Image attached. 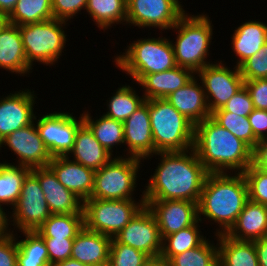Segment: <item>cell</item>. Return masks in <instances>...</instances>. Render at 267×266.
<instances>
[{"instance_id":"obj_45","label":"cell","mask_w":267,"mask_h":266,"mask_svg":"<svg viewBox=\"0 0 267 266\" xmlns=\"http://www.w3.org/2000/svg\"><path fill=\"white\" fill-rule=\"evenodd\" d=\"M17 253L15 233L0 237V266H17Z\"/></svg>"},{"instance_id":"obj_42","label":"cell","mask_w":267,"mask_h":266,"mask_svg":"<svg viewBox=\"0 0 267 266\" xmlns=\"http://www.w3.org/2000/svg\"><path fill=\"white\" fill-rule=\"evenodd\" d=\"M43 240L48 250L50 266L71 258L74 239L43 238Z\"/></svg>"},{"instance_id":"obj_37","label":"cell","mask_w":267,"mask_h":266,"mask_svg":"<svg viewBox=\"0 0 267 266\" xmlns=\"http://www.w3.org/2000/svg\"><path fill=\"white\" fill-rule=\"evenodd\" d=\"M206 238L199 246L173 256L168 266H219L218 242Z\"/></svg>"},{"instance_id":"obj_21","label":"cell","mask_w":267,"mask_h":266,"mask_svg":"<svg viewBox=\"0 0 267 266\" xmlns=\"http://www.w3.org/2000/svg\"><path fill=\"white\" fill-rule=\"evenodd\" d=\"M165 100L194 125L211 117L203 85L196 75L186 85L169 94Z\"/></svg>"},{"instance_id":"obj_39","label":"cell","mask_w":267,"mask_h":266,"mask_svg":"<svg viewBox=\"0 0 267 266\" xmlns=\"http://www.w3.org/2000/svg\"><path fill=\"white\" fill-rule=\"evenodd\" d=\"M149 258L144 252L121 243H110V266H142Z\"/></svg>"},{"instance_id":"obj_52","label":"cell","mask_w":267,"mask_h":266,"mask_svg":"<svg viewBox=\"0 0 267 266\" xmlns=\"http://www.w3.org/2000/svg\"><path fill=\"white\" fill-rule=\"evenodd\" d=\"M142 266H168L160 256L149 257Z\"/></svg>"},{"instance_id":"obj_1","label":"cell","mask_w":267,"mask_h":266,"mask_svg":"<svg viewBox=\"0 0 267 266\" xmlns=\"http://www.w3.org/2000/svg\"><path fill=\"white\" fill-rule=\"evenodd\" d=\"M159 163L144 186V200H187L198 203L209 172L193 148L181 152H159Z\"/></svg>"},{"instance_id":"obj_32","label":"cell","mask_w":267,"mask_h":266,"mask_svg":"<svg viewBox=\"0 0 267 266\" xmlns=\"http://www.w3.org/2000/svg\"><path fill=\"white\" fill-rule=\"evenodd\" d=\"M20 239L17 232L15 238L18 246L17 266H50L48 250L43 238L36 231H22Z\"/></svg>"},{"instance_id":"obj_47","label":"cell","mask_w":267,"mask_h":266,"mask_svg":"<svg viewBox=\"0 0 267 266\" xmlns=\"http://www.w3.org/2000/svg\"><path fill=\"white\" fill-rule=\"evenodd\" d=\"M254 136L260 140L267 137V110L254 108L248 116Z\"/></svg>"},{"instance_id":"obj_41","label":"cell","mask_w":267,"mask_h":266,"mask_svg":"<svg viewBox=\"0 0 267 266\" xmlns=\"http://www.w3.org/2000/svg\"><path fill=\"white\" fill-rule=\"evenodd\" d=\"M244 81L267 78V43L239 66Z\"/></svg>"},{"instance_id":"obj_8","label":"cell","mask_w":267,"mask_h":266,"mask_svg":"<svg viewBox=\"0 0 267 266\" xmlns=\"http://www.w3.org/2000/svg\"><path fill=\"white\" fill-rule=\"evenodd\" d=\"M141 162L145 161L115 155L106 165L95 171L94 188L88 199H134L133 195L138 187L139 174H141L139 171L143 164Z\"/></svg>"},{"instance_id":"obj_40","label":"cell","mask_w":267,"mask_h":266,"mask_svg":"<svg viewBox=\"0 0 267 266\" xmlns=\"http://www.w3.org/2000/svg\"><path fill=\"white\" fill-rule=\"evenodd\" d=\"M249 200L267 206V171L251 164L243 173Z\"/></svg>"},{"instance_id":"obj_20","label":"cell","mask_w":267,"mask_h":266,"mask_svg":"<svg viewBox=\"0 0 267 266\" xmlns=\"http://www.w3.org/2000/svg\"><path fill=\"white\" fill-rule=\"evenodd\" d=\"M47 166L54 172L58 181L83 202L91 197L94 188L93 169L76 163L67 156L52 157Z\"/></svg>"},{"instance_id":"obj_25","label":"cell","mask_w":267,"mask_h":266,"mask_svg":"<svg viewBox=\"0 0 267 266\" xmlns=\"http://www.w3.org/2000/svg\"><path fill=\"white\" fill-rule=\"evenodd\" d=\"M226 235L239 241H255L267 236V206L248 200Z\"/></svg>"},{"instance_id":"obj_46","label":"cell","mask_w":267,"mask_h":266,"mask_svg":"<svg viewBox=\"0 0 267 266\" xmlns=\"http://www.w3.org/2000/svg\"><path fill=\"white\" fill-rule=\"evenodd\" d=\"M244 86L249 91L253 107L267 110V78L244 81Z\"/></svg>"},{"instance_id":"obj_17","label":"cell","mask_w":267,"mask_h":266,"mask_svg":"<svg viewBox=\"0 0 267 266\" xmlns=\"http://www.w3.org/2000/svg\"><path fill=\"white\" fill-rule=\"evenodd\" d=\"M13 92L0 97V141L12 132L33 123L38 113L34 110L37 95L33 89L31 91L25 88Z\"/></svg>"},{"instance_id":"obj_13","label":"cell","mask_w":267,"mask_h":266,"mask_svg":"<svg viewBox=\"0 0 267 266\" xmlns=\"http://www.w3.org/2000/svg\"><path fill=\"white\" fill-rule=\"evenodd\" d=\"M224 62L216 60L196 73L203 85L210 113L223 108L227 101L244 86L239 67L235 65L231 69Z\"/></svg>"},{"instance_id":"obj_43","label":"cell","mask_w":267,"mask_h":266,"mask_svg":"<svg viewBox=\"0 0 267 266\" xmlns=\"http://www.w3.org/2000/svg\"><path fill=\"white\" fill-rule=\"evenodd\" d=\"M88 0H52V12L54 19L71 22V19L81 10L86 9Z\"/></svg>"},{"instance_id":"obj_5","label":"cell","mask_w":267,"mask_h":266,"mask_svg":"<svg viewBox=\"0 0 267 266\" xmlns=\"http://www.w3.org/2000/svg\"><path fill=\"white\" fill-rule=\"evenodd\" d=\"M124 50L122 54L117 53L112 62L128 74L133 82H137L143 75L163 72L177 66L170 38H138Z\"/></svg>"},{"instance_id":"obj_53","label":"cell","mask_w":267,"mask_h":266,"mask_svg":"<svg viewBox=\"0 0 267 266\" xmlns=\"http://www.w3.org/2000/svg\"><path fill=\"white\" fill-rule=\"evenodd\" d=\"M54 266H87V265L79 262L78 260L69 258L56 263Z\"/></svg>"},{"instance_id":"obj_12","label":"cell","mask_w":267,"mask_h":266,"mask_svg":"<svg viewBox=\"0 0 267 266\" xmlns=\"http://www.w3.org/2000/svg\"><path fill=\"white\" fill-rule=\"evenodd\" d=\"M179 0H127L126 26L169 31L187 12Z\"/></svg>"},{"instance_id":"obj_19","label":"cell","mask_w":267,"mask_h":266,"mask_svg":"<svg viewBox=\"0 0 267 266\" xmlns=\"http://www.w3.org/2000/svg\"><path fill=\"white\" fill-rule=\"evenodd\" d=\"M43 190L51 214H83V201L66 189L48 167L31 169Z\"/></svg>"},{"instance_id":"obj_48","label":"cell","mask_w":267,"mask_h":266,"mask_svg":"<svg viewBox=\"0 0 267 266\" xmlns=\"http://www.w3.org/2000/svg\"><path fill=\"white\" fill-rule=\"evenodd\" d=\"M252 164L261 170L267 171V137L258 140L252 150Z\"/></svg>"},{"instance_id":"obj_10","label":"cell","mask_w":267,"mask_h":266,"mask_svg":"<svg viewBox=\"0 0 267 266\" xmlns=\"http://www.w3.org/2000/svg\"><path fill=\"white\" fill-rule=\"evenodd\" d=\"M12 209L8 213L9 225L13 226L10 231L13 233L14 230L15 233L36 231L51 216L40 183L31 172L24 179L20 196Z\"/></svg>"},{"instance_id":"obj_3","label":"cell","mask_w":267,"mask_h":266,"mask_svg":"<svg viewBox=\"0 0 267 266\" xmlns=\"http://www.w3.org/2000/svg\"><path fill=\"white\" fill-rule=\"evenodd\" d=\"M248 200V187L242 173H209L198 201L199 221L218 225L215 235L226 234Z\"/></svg>"},{"instance_id":"obj_36","label":"cell","mask_w":267,"mask_h":266,"mask_svg":"<svg viewBox=\"0 0 267 266\" xmlns=\"http://www.w3.org/2000/svg\"><path fill=\"white\" fill-rule=\"evenodd\" d=\"M52 18V0H18L8 15V23L21 26Z\"/></svg>"},{"instance_id":"obj_50","label":"cell","mask_w":267,"mask_h":266,"mask_svg":"<svg viewBox=\"0 0 267 266\" xmlns=\"http://www.w3.org/2000/svg\"><path fill=\"white\" fill-rule=\"evenodd\" d=\"M5 209V207L3 208L0 205V237L11 233L9 227V213L7 212L6 214Z\"/></svg>"},{"instance_id":"obj_18","label":"cell","mask_w":267,"mask_h":266,"mask_svg":"<svg viewBox=\"0 0 267 266\" xmlns=\"http://www.w3.org/2000/svg\"><path fill=\"white\" fill-rule=\"evenodd\" d=\"M124 145L127 147L123 157L149 160L154 156V141L149 117V99L123 122ZM126 151V152H125ZM126 153V155H125Z\"/></svg>"},{"instance_id":"obj_26","label":"cell","mask_w":267,"mask_h":266,"mask_svg":"<svg viewBox=\"0 0 267 266\" xmlns=\"http://www.w3.org/2000/svg\"><path fill=\"white\" fill-rule=\"evenodd\" d=\"M231 37V49L238 58L235 64L239 67L267 43V24L253 19L245 21L237 28L235 27Z\"/></svg>"},{"instance_id":"obj_30","label":"cell","mask_w":267,"mask_h":266,"mask_svg":"<svg viewBox=\"0 0 267 266\" xmlns=\"http://www.w3.org/2000/svg\"><path fill=\"white\" fill-rule=\"evenodd\" d=\"M85 10L104 32L115 24L126 25L127 0H88Z\"/></svg>"},{"instance_id":"obj_11","label":"cell","mask_w":267,"mask_h":266,"mask_svg":"<svg viewBox=\"0 0 267 266\" xmlns=\"http://www.w3.org/2000/svg\"><path fill=\"white\" fill-rule=\"evenodd\" d=\"M35 116L39 136L52 157L67 156L72 150L78 128L84 123L82 114L77 118L73 112L54 111Z\"/></svg>"},{"instance_id":"obj_33","label":"cell","mask_w":267,"mask_h":266,"mask_svg":"<svg viewBox=\"0 0 267 266\" xmlns=\"http://www.w3.org/2000/svg\"><path fill=\"white\" fill-rule=\"evenodd\" d=\"M199 223L201 224L198 220L192 226L165 236L160 257L168 262L173 256L199 246L206 239Z\"/></svg>"},{"instance_id":"obj_29","label":"cell","mask_w":267,"mask_h":266,"mask_svg":"<svg viewBox=\"0 0 267 266\" xmlns=\"http://www.w3.org/2000/svg\"><path fill=\"white\" fill-rule=\"evenodd\" d=\"M84 123L93 132L98 142L114 157V147L124 146V125L123 122L111 119L104 114L95 118L87 110L83 111ZM95 119V120H94ZM122 145V146H121Z\"/></svg>"},{"instance_id":"obj_22","label":"cell","mask_w":267,"mask_h":266,"mask_svg":"<svg viewBox=\"0 0 267 266\" xmlns=\"http://www.w3.org/2000/svg\"><path fill=\"white\" fill-rule=\"evenodd\" d=\"M196 74L188 68L176 66L172 69L143 75L137 82L145 100L165 99L169 94L186 85Z\"/></svg>"},{"instance_id":"obj_44","label":"cell","mask_w":267,"mask_h":266,"mask_svg":"<svg viewBox=\"0 0 267 266\" xmlns=\"http://www.w3.org/2000/svg\"><path fill=\"white\" fill-rule=\"evenodd\" d=\"M223 109L227 112L239 116L248 117L253 111V103L249 91L245 86L239 92L233 95L225 104Z\"/></svg>"},{"instance_id":"obj_31","label":"cell","mask_w":267,"mask_h":266,"mask_svg":"<svg viewBox=\"0 0 267 266\" xmlns=\"http://www.w3.org/2000/svg\"><path fill=\"white\" fill-rule=\"evenodd\" d=\"M31 169L0 161V205L12 208L21 193L23 181Z\"/></svg>"},{"instance_id":"obj_2","label":"cell","mask_w":267,"mask_h":266,"mask_svg":"<svg viewBox=\"0 0 267 266\" xmlns=\"http://www.w3.org/2000/svg\"><path fill=\"white\" fill-rule=\"evenodd\" d=\"M193 149L209 173H243L252 164V149L211 117L195 125Z\"/></svg>"},{"instance_id":"obj_34","label":"cell","mask_w":267,"mask_h":266,"mask_svg":"<svg viewBox=\"0 0 267 266\" xmlns=\"http://www.w3.org/2000/svg\"><path fill=\"white\" fill-rule=\"evenodd\" d=\"M132 85H121L112 93L113 96L106 100L107 110L103 114L111 119L124 122L131 116L144 102L145 98L138 95L137 90Z\"/></svg>"},{"instance_id":"obj_14","label":"cell","mask_w":267,"mask_h":266,"mask_svg":"<svg viewBox=\"0 0 267 266\" xmlns=\"http://www.w3.org/2000/svg\"><path fill=\"white\" fill-rule=\"evenodd\" d=\"M162 237L156 218L145 205L137 215L111 240L138 249L149 257L160 256Z\"/></svg>"},{"instance_id":"obj_35","label":"cell","mask_w":267,"mask_h":266,"mask_svg":"<svg viewBox=\"0 0 267 266\" xmlns=\"http://www.w3.org/2000/svg\"><path fill=\"white\" fill-rule=\"evenodd\" d=\"M84 227V214H51L36 230L42 238L74 239Z\"/></svg>"},{"instance_id":"obj_55","label":"cell","mask_w":267,"mask_h":266,"mask_svg":"<svg viewBox=\"0 0 267 266\" xmlns=\"http://www.w3.org/2000/svg\"><path fill=\"white\" fill-rule=\"evenodd\" d=\"M87 266H110L109 261L107 262H102V263H98V264H90Z\"/></svg>"},{"instance_id":"obj_49","label":"cell","mask_w":267,"mask_h":266,"mask_svg":"<svg viewBox=\"0 0 267 266\" xmlns=\"http://www.w3.org/2000/svg\"><path fill=\"white\" fill-rule=\"evenodd\" d=\"M259 266H267V236L254 241Z\"/></svg>"},{"instance_id":"obj_23","label":"cell","mask_w":267,"mask_h":266,"mask_svg":"<svg viewBox=\"0 0 267 266\" xmlns=\"http://www.w3.org/2000/svg\"><path fill=\"white\" fill-rule=\"evenodd\" d=\"M0 69L23 77H29L33 71L26 59L18 25L7 23L0 30Z\"/></svg>"},{"instance_id":"obj_38","label":"cell","mask_w":267,"mask_h":266,"mask_svg":"<svg viewBox=\"0 0 267 266\" xmlns=\"http://www.w3.org/2000/svg\"><path fill=\"white\" fill-rule=\"evenodd\" d=\"M211 118L245 142L252 150L255 148L258 139L254 136L248 117L239 116L220 108L211 113Z\"/></svg>"},{"instance_id":"obj_24","label":"cell","mask_w":267,"mask_h":266,"mask_svg":"<svg viewBox=\"0 0 267 266\" xmlns=\"http://www.w3.org/2000/svg\"><path fill=\"white\" fill-rule=\"evenodd\" d=\"M110 154L95 138L90 128L83 123L77 130L75 142L67 157L85 167L99 170L112 158Z\"/></svg>"},{"instance_id":"obj_27","label":"cell","mask_w":267,"mask_h":266,"mask_svg":"<svg viewBox=\"0 0 267 266\" xmlns=\"http://www.w3.org/2000/svg\"><path fill=\"white\" fill-rule=\"evenodd\" d=\"M112 238L85 227L74 238L71 258L90 265L107 262Z\"/></svg>"},{"instance_id":"obj_9","label":"cell","mask_w":267,"mask_h":266,"mask_svg":"<svg viewBox=\"0 0 267 266\" xmlns=\"http://www.w3.org/2000/svg\"><path fill=\"white\" fill-rule=\"evenodd\" d=\"M141 199H87L83 202L84 227L114 238L145 206Z\"/></svg>"},{"instance_id":"obj_15","label":"cell","mask_w":267,"mask_h":266,"mask_svg":"<svg viewBox=\"0 0 267 266\" xmlns=\"http://www.w3.org/2000/svg\"><path fill=\"white\" fill-rule=\"evenodd\" d=\"M4 145V146H3ZM7 146L17 159L16 164L5 161V163L24 166L29 169L46 167L52 156L45 147L43 140L39 136L35 122L18 129L7 135L0 141V151Z\"/></svg>"},{"instance_id":"obj_7","label":"cell","mask_w":267,"mask_h":266,"mask_svg":"<svg viewBox=\"0 0 267 266\" xmlns=\"http://www.w3.org/2000/svg\"><path fill=\"white\" fill-rule=\"evenodd\" d=\"M69 23L65 20L50 19L38 23L18 26L28 64L33 62L46 66H55L66 51L68 35L64 30ZM66 26V27H65Z\"/></svg>"},{"instance_id":"obj_51","label":"cell","mask_w":267,"mask_h":266,"mask_svg":"<svg viewBox=\"0 0 267 266\" xmlns=\"http://www.w3.org/2000/svg\"><path fill=\"white\" fill-rule=\"evenodd\" d=\"M17 1L18 0H0V11L8 16L14 9Z\"/></svg>"},{"instance_id":"obj_16","label":"cell","mask_w":267,"mask_h":266,"mask_svg":"<svg viewBox=\"0 0 267 266\" xmlns=\"http://www.w3.org/2000/svg\"><path fill=\"white\" fill-rule=\"evenodd\" d=\"M156 218L162 239L194 225L198 220V203L187 200H144Z\"/></svg>"},{"instance_id":"obj_4","label":"cell","mask_w":267,"mask_h":266,"mask_svg":"<svg viewBox=\"0 0 267 266\" xmlns=\"http://www.w3.org/2000/svg\"><path fill=\"white\" fill-rule=\"evenodd\" d=\"M212 20L204 12L185 13L170 29L176 31V41L171 40L176 65L191 69L195 74L214 62L207 61L213 40Z\"/></svg>"},{"instance_id":"obj_54","label":"cell","mask_w":267,"mask_h":266,"mask_svg":"<svg viewBox=\"0 0 267 266\" xmlns=\"http://www.w3.org/2000/svg\"><path fill=\"white\" fill-rule=\"evenodd\" d=\"M8 23V16L0 11V30Z\"/></svg>"},{"instance_id":"obj_28","label":"cell","mask_w":267,"mask_h":266,"mask_svg":"<svg viewBox=\"0 0 267 266\" xmlns=\"http://www.w3.org/2000/svg\"><path fill=\"white\" fill-rule=\"evenodd\" d=\"M214 236L218 242L219 266H259L254 241L234 240L226 234Z\"/></svg>"},{"instance_id":"obj_6","label":"cell","mask_w":267,"mask_h":266,"mask_svg":"<svg viewBox=\"0 0 267 266\" xmlns=\"http://www.w3.org/2000/svg\"><path fill=\"white\" fill-rule=\"evenodd\" d=\"M149 117L154 154L193 148L195 125L167 100L149 99Z\"/></svg>"}]
</instances>
